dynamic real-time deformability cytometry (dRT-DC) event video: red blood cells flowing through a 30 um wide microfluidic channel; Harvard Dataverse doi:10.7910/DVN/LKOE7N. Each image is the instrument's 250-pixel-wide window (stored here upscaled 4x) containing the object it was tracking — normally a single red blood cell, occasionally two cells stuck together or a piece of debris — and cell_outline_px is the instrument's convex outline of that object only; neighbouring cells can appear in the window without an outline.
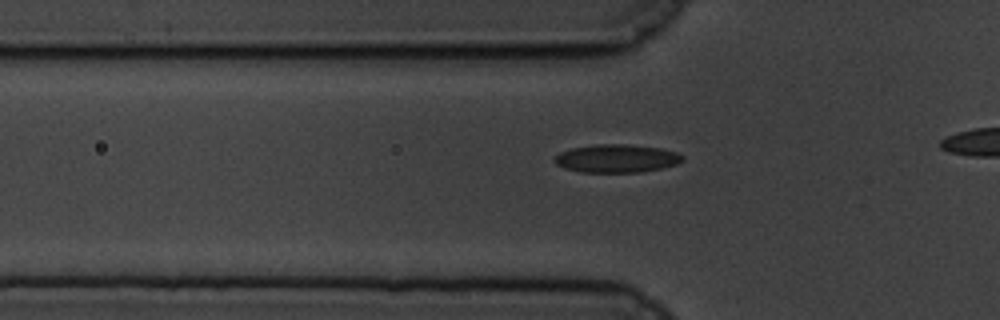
{"species": "common noctule bat (a hibernating species)", "species_latin": "Nyctalus noctula", "temperature_condition": "cold", "stored_images_in_passage": 28, "camera_frame_rate_fps": 3000, "um_per_image_px": 0.085, "animal": {"sex": "male", "body_mass_g": 19.5, "forearm_length_mm": 54.6}, "frame": {"image": 1, "passage_image": 14, "time_ms": 4.333, "image_size_px": [1000, 320], "cell_outline_px": [[684, 160], [676, 164], [660, 168], [640, 172], [580, 172], [564, 168], [556, 164], [552, 160], [560, 152], [572, 148], [596, 144], [628, 144], [660, 148], [676, 152], [684, 156]], "centroid_in_image_um": [52.39, 13.46], "position_along_channel_um": 73.4, "area_um2": 20.98}}
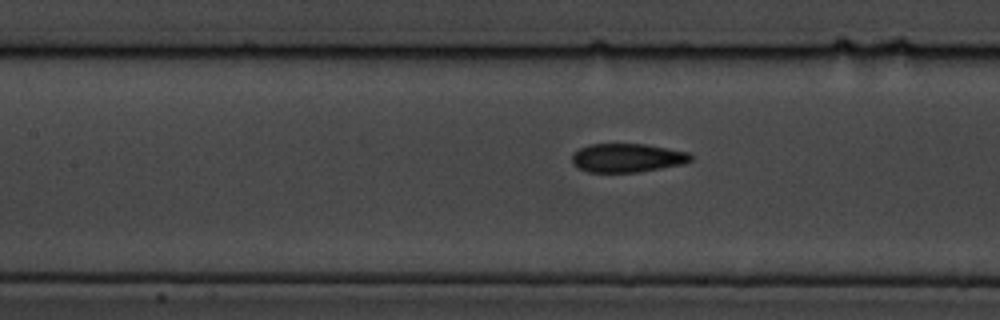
{"frame": {"image": 2, "passage_image": 21, "time_ms": 6.667, "image_size_px": [1000, 320], "cell_outline_px": [[692, 160], [684, 164], [640, 172], [588, 172], [576, 168], [572, 164], [572, 152], [588, 144], [644, 144], [688, 152], [692, 156]], "centroid_in_image_um": [53.28, 13.42], "position_along_channel_um": 154.1, "area_um2": 20.06}}
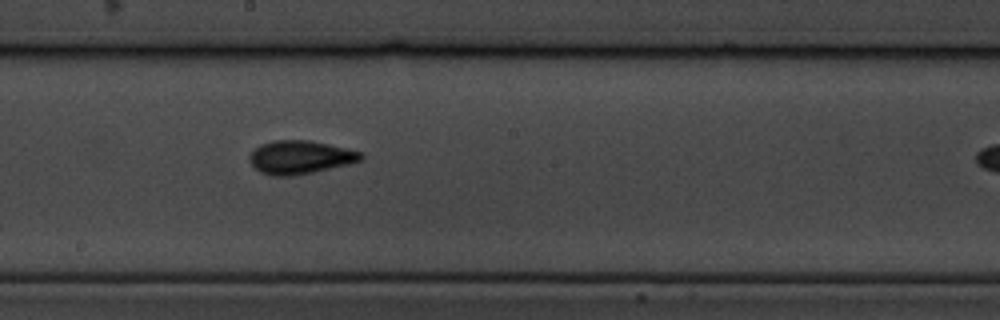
{"frame": {"image": 3, "passage_image": 27, "time_ms": 8.667, "image_size_px": [1000, 320], "cell_outline_px": [[364, 160], [348, 164], [312, 172], [292, 176], [272, 176], [260, 172], [252, 164], [248, 156], [260, 144], [272, 140], [308, 140], [328, 144], [364, 152]], "centroid_in_image_um": [25.53, 13.36], "position_along_channel_um": 222.7, "area_um2": 21.68}}